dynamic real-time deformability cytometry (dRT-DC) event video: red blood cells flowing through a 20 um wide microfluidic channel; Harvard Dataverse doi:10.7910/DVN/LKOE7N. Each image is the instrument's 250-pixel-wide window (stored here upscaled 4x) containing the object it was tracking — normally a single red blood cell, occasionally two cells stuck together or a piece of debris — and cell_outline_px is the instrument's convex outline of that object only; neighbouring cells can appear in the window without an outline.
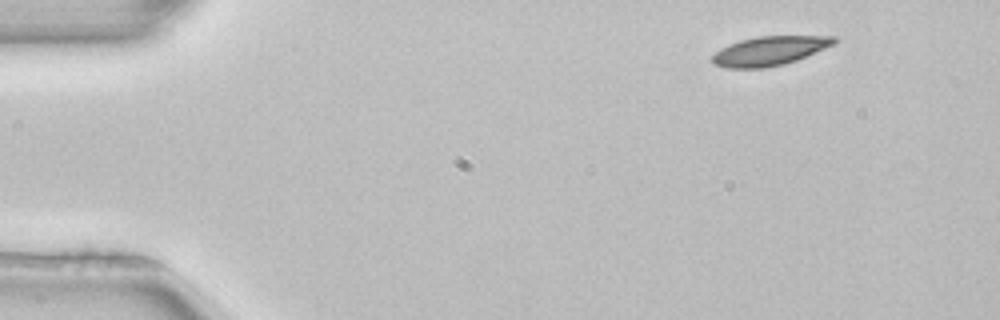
{"species": "common noctule bat (a hibernating species)", "species_latin": "Nyctalus noctula", "temperature_condition": "room temperature", "stored_images_in_passage": 47, "camera_frame_rate_fps": 3000, "um_per_image_px": 0.085, "animal": {"sex": "female", "body_mass_g": 22.7, "forearm_length_mm": 54.2}, "frame": {"image": 1, "passage_image": 1, "time_ms": 0.0, "image_size_px": [1000, 320], "cell_outline_px": [[840, 40], [836, 44], [796, 60], [784, 64], [764, 68], [728, 68], [716, 64], [712, 60], [712, 56], [720, 48], [728, 44], [740, 40], [756, 36], [836, 36]], "centroid_in_image_um": [65.46, 4.31], "position_along_channel_um": 19.5, "area_um2": 20.75}}
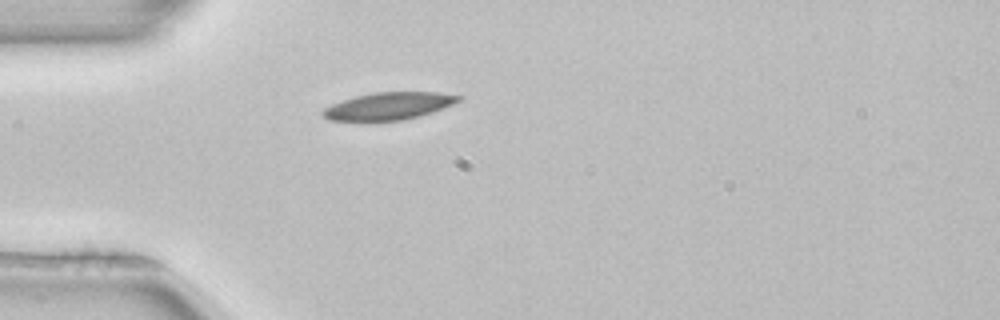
{"frame": {"image": 2, "passage_image": 10, "time_ms": 3.0, "image_size_px": [1000, 320], "cell_outline_px": [[464, 96], [460, 100], [452, 104], [432, 112], [404, 120], [328, 120], [320, 112], [324, 108], [332, 104], [356, 96], [376, 92], [436, 92]], "centroid_in_image_um": [33.05, 9.0], "position_along_channel_um": 52.0, "area_um2": 21.27}, "authors_computed_cell_mechanics": {"area_um2": 20.8658, "velocity_mm_per_s": 3.9299, "shape_relaxation_time_tau1_ms": 3.4406, "shape_relaxation_time_tau2_ms": null, "deformation_change_tau1": 0.1182, "deformation_change_tau2": null}}